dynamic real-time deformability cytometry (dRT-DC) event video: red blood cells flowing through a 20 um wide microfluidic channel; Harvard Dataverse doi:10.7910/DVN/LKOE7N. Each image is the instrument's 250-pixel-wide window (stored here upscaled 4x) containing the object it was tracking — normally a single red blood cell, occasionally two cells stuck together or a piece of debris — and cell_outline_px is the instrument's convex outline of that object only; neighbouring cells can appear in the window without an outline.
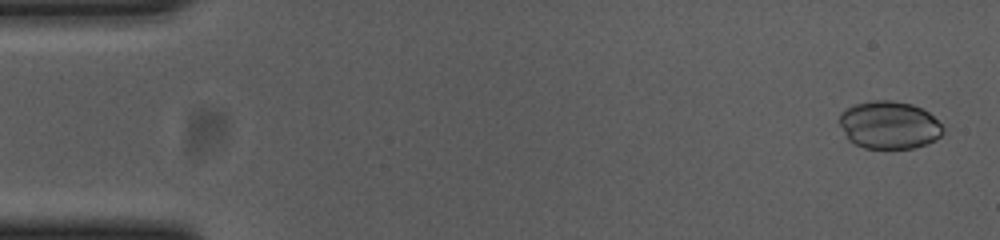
{"species": "common noctule bat (a hibernating species)", "species_latin": "Nyctalus noctula", "temperature_condition": "cold", "stored_images_in_passage": 15, "camera_frame_rate_fps": 3000, "um_per_image_px": 0.085, "animal": {"sex": "female", "body_mass_g": 23.0, "forearm_length_mm": 53.4}, "frame": {"image": 1, "passage_image": 2, "time_ms": 0.333, "image_size_px": [1000, 240], "cell_outline_px": [[948, 136], [912, 148], [864, 148], [848, 140], [840, 124], [840, 112], [856, 104], [872, 100], [892, 100], [912, 104], [928, 112], [948, 132]], "centroid_in_image_um": [75.63, 10.63], "position_along_channel_um": 9.4, "area_um2": 28.96}}